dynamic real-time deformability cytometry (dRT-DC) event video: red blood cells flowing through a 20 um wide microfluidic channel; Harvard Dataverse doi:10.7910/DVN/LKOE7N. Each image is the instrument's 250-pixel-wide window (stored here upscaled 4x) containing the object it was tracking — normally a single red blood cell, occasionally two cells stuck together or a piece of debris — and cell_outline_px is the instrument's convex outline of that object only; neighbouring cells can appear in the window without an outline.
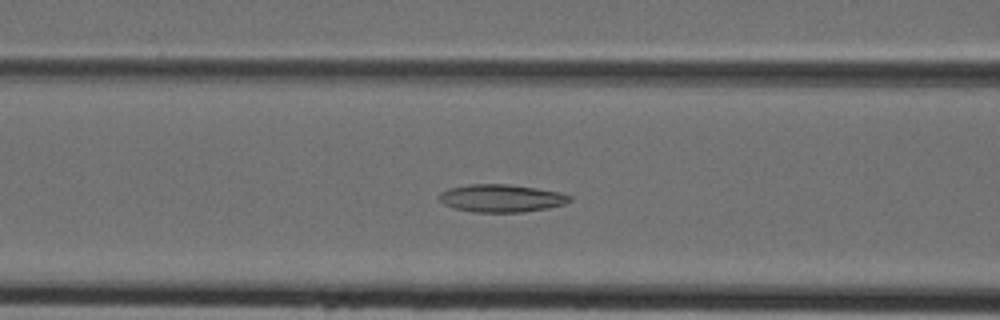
{"species": "Egyptian fruit bat (a non-hibernating species)", "species_latin": "Rousettus aegyptiacus", "temperature_condition": "cold", "stored_images_in_passage": 43, "camera_frame_rate_fps": 3000, "um_per_image_px": 0.085, "animal": {"sex": "female"}, "frame": {"image": 1, "passage_image": 17, "time_ms": 5.333, "image_size_px": [1000, 320], "cell_outline_px": [[572, 200], [564, 204], [548, 208], [524, 212], [472, 212], [452, 208], [444, 204], [436, 196], [440, 192], [448, 188], [468, 184], [508, 184], [536, 188], [560, 192], [572, 196]], "centroid_in_image_um": [42.58, 16.85], "position_along_channel_um": 124.0, "area_um2": 21.33}}
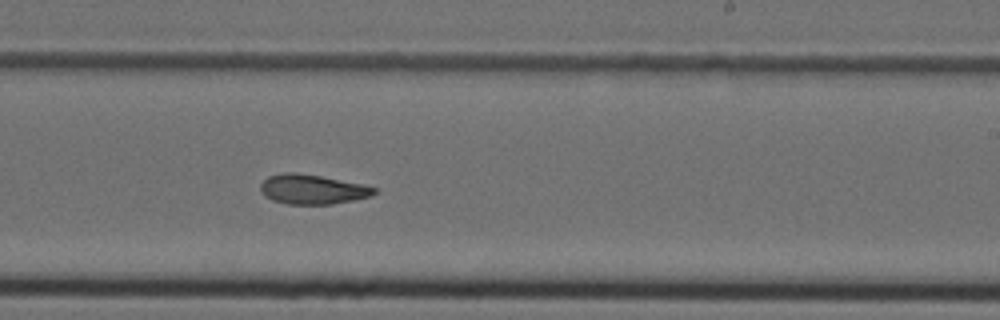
{"frame": {"image": 2, "passage_image": 26, "time_ms": 8.333, "image_size_px": [1000, 320], "cell_outline_px": [[376, 192], [372, 196], [332, 204], [288, 204], [272, 200], [264, 196], [260, 188], [260, 184], [268, 176], [284, 172], [296, 172], [320, 176], [360, 184], [376, 188]], "centroid_in_image_um": [26.51, 16.09], "position_along_channel_um": 262.5, "area_um2": 19.48}}
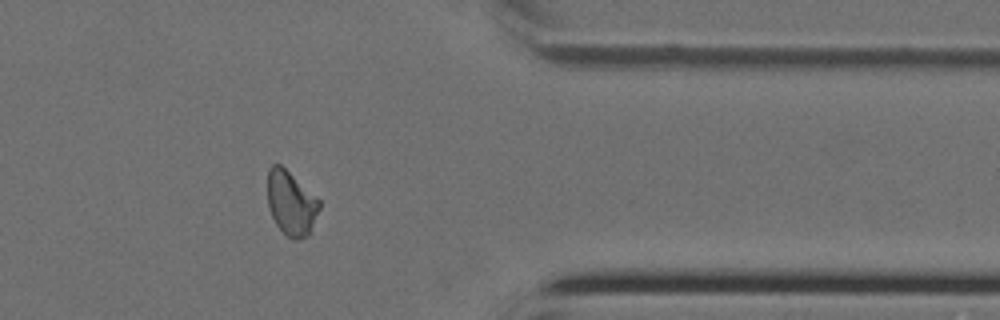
{"frame": {"image": 3, "passage_image": 35, "time_ms": 11.333, "image_size_px": [1000, 320], "cell_outline_px": [[320, 208], [308, 236], [300, 240], [292, 240], [276, 224], [268, 208], [268, 168], [272, 164], [280, 164], [320, 200]], "centroid_in_image_um": [24.74, 17.28], "position_along_channel_um": 386.7, "area_um2": 19.31}}